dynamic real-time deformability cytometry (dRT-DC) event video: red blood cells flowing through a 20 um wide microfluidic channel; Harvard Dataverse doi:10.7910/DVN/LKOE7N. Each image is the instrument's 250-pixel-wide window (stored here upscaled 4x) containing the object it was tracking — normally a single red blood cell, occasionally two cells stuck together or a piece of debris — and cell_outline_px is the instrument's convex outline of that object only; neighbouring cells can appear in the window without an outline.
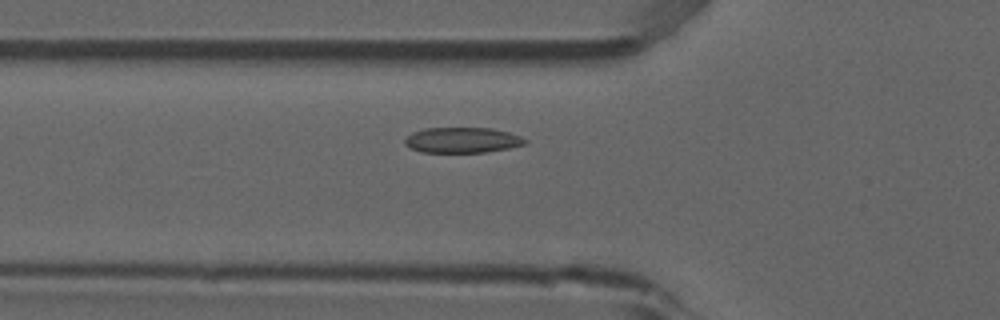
{"species": "common noctule bat (a hibernating species)", "species_latin": "Nyctalus noctula", "temperature_condition": "room temperature", "stored_images_in_passage": 3, "camera_frame_rate_fps": 3000, "um_per_image_px": 0.085, "animal": {"sex": "male", "forearm_length_mm": 52.5}, "frame": {"image": 1, "passage_image": 3, "time_ms": 0.667, "image_size_px": [1000, 320], "cell_outline_px": [[528, 140], [524, 144], [508, 148], [484, 152], [420, 152], [404, 144], [404, 140], [412, 132], [424, 128], [492, 128], [508, 132], [520, 136]], "centroid_in_image_um": [39.27, 11.9], "position_along_channel_um": 86.5, "area_um2": 17.74}}